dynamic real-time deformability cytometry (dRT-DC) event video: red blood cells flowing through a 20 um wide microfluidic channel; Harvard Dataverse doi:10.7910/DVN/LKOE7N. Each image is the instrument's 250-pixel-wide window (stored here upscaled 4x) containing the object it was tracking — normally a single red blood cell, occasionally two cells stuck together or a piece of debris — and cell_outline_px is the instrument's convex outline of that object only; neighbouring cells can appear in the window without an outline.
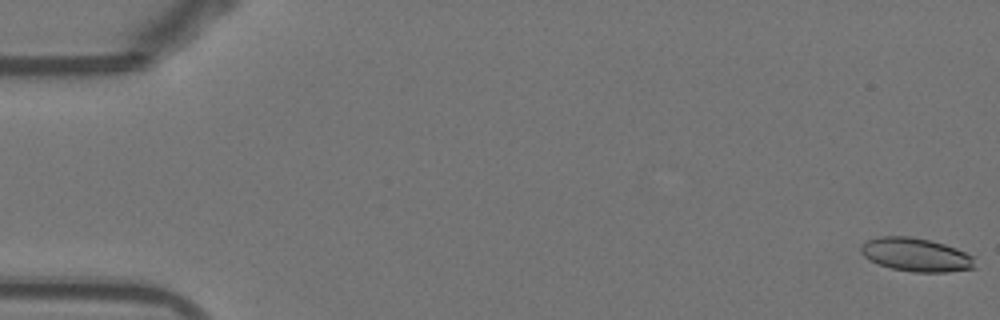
{"species": "Egyptian fruit bat (a non-hibernating species)", "species_latin": "Rousettus aegyptiacus", "temperature_condition": "warm", "stored_images_in_passage": 54, "segment_of_instrument_passage": [1, 2], "camera_frame_rate_fps": 3000, "um_per_image_px": 0.085, "animal": {"sex": "female"}, "frame": {"image": 1, "passage_image": 1, "time_ms": 0.0, "image_size_px": [1000, 320], "cell_outline_px": [[976, 268], [948, 272], [912, 272], [892, 268], [868, 260], [860, 252], [860, 244], [868, 240], [880, 236], [908, 236], [928, 240], [944, 244], [956, 248], [972, 256]], "centroid_in_image_um": [77.83, 21.65], "position_along_channel_um": 7.2, "area_um2": 22.2}}
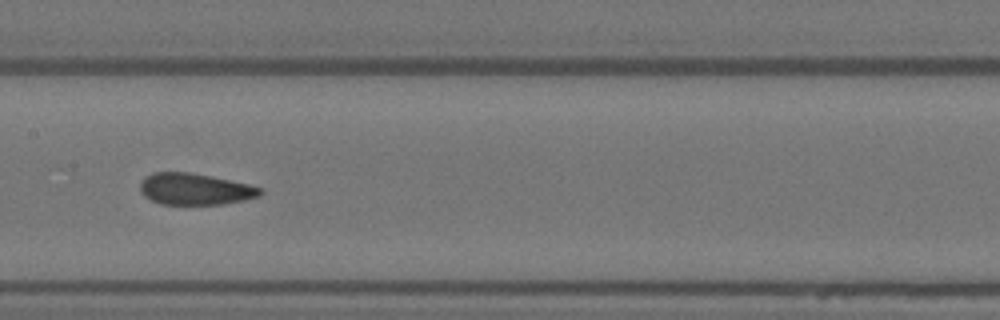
{"frame": {"image": 2, "passage_image": 27, "time_ms": 8.667, "image_size_px": [1000, 320], "cell_outline_px": [[264, 192], [260, 196], [244, 200], [224, 204], [160, 204], [144, 196], [140, 192], [140, 184], [144, 176], [152, 172], [188, 172], [212, 176], [248, 184], [260, 188]], "centroid_in_image_um": [16.55, 16.07], "position_along_channel_um": 190.8, "area_um2": 22.14}}
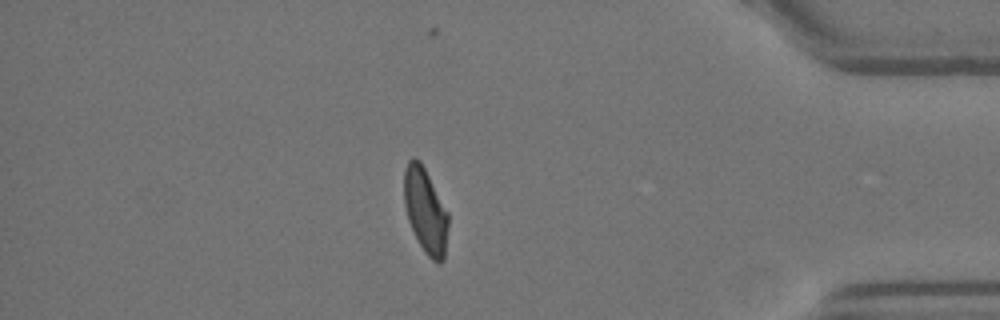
{"frame": {"image": 3, "passage_image": 46, "time_ms": 15.0, "image_size_px": [1000, 320], "cell_outline_px": [[448, 228], [444, 260], [440, 264], [432, 260], [424, 252], [408, 220], [404, 204], [404, 168], [408, 160], [412, 156], [420, 160], [448, 212]], "centroid_in_image_um": [36.16, 17.9], "position_along_channel_um": 399.0, "area_um2": 21.91}}